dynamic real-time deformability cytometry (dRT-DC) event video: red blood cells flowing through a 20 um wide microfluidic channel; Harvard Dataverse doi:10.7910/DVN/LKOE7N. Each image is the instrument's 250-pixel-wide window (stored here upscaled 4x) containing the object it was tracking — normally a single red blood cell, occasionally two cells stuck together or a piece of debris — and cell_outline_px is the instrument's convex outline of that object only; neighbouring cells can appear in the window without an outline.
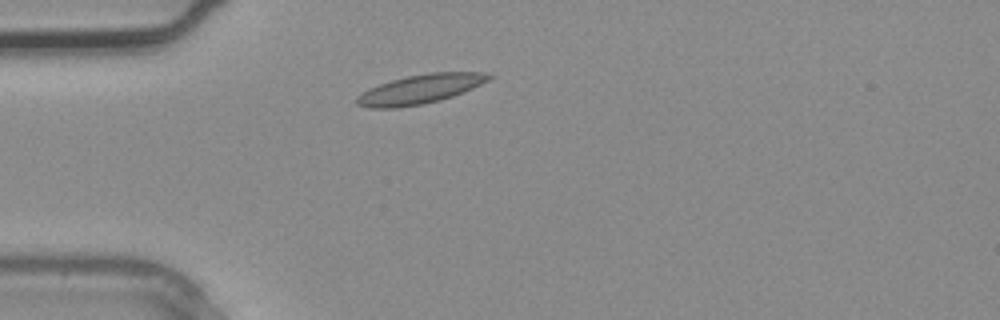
{"species": "common noctule bat (a hibernating species)", "species_latin": "Nyctalus noctula", "temperature_condition": "warm", "stored_images_in_passage": 1, "camera_frame_rate_fps": 3000, "um_per_image_px": 0.085, "animal": {"sex": "male", "body_mass_g": 20.4}, "frame": {"image": 1, "passage_image": 1, "time_ms": 0.0, "image_size_px": [1000, 320], "cell_outline_px": [[496, 76], [472, 88], [452, 96], [440, 100], [424, 104], [396, 108], [368, 108], [356, 104], [356, 96], [368, 88], [392, 80], [408, 76], [428, 72], [492, 72]], "centroid_in_image_um": [35.72, 7.57], "position_along_channel_um": 49.3, "area_um2": 22.6}}